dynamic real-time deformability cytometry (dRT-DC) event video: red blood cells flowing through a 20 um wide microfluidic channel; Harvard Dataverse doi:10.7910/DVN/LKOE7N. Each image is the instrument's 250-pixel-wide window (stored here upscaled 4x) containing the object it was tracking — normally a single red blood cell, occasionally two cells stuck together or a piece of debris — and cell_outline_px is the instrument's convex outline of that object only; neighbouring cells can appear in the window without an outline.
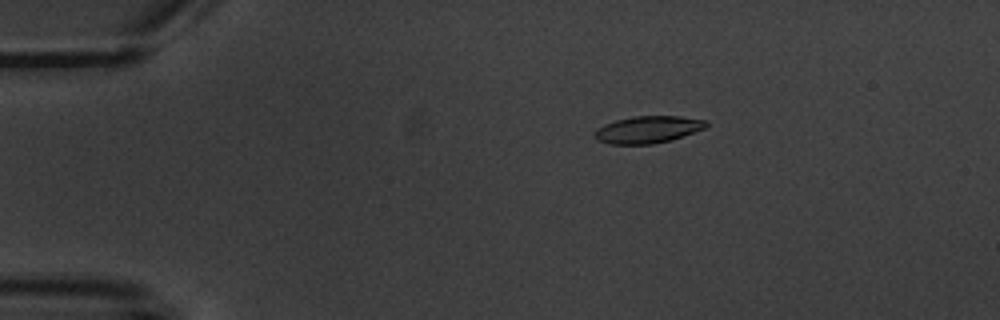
{"species": "common noctule bat (a hibernating species)", "species_latin": "Nyctalus noctula", "temperature_condition": "warm", "stored_images_in_passage": 6, "camera_frame_rate_fps": 3000, "um_per_image_px": 0.085, "animal": {"sex": "male", "body_mass_g": 20.1, "forearm_length_mm": 53.5}, "frame": {"image": 1, "passage_image": 3, "time_ms": 3.333, "image_size_px": [1000, 320], "cell_outline_px": [[708, 124], [704, 128], [668, 140], [652, 144], [608, 144], [596, 140], [592, 136], [592, 132], [596, 128], [604, 124], [616, 120], [632, 116], [680, 116], [708, 120]], "centroid_in_image_um": [54.98, 11.0], "position_along_channel_um": 30.0, "area_um2": 17.63}}